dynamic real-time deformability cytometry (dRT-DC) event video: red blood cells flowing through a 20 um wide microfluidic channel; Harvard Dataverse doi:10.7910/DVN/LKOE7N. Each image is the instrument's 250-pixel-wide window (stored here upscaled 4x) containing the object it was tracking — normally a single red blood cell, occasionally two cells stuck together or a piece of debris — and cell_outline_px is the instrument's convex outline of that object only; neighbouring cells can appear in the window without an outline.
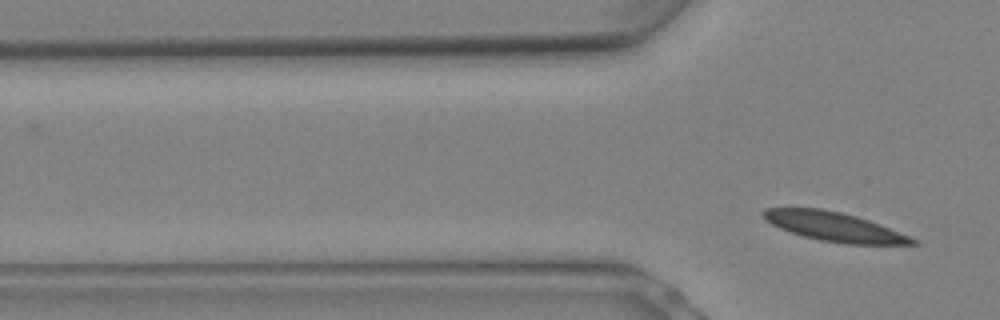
{"species": "Egyptian fruit bat (a non-hibernating species)", "species_latin": "Rousettus aegyptiacus", "temperature_condition": "warm", "stored_images_in_passage": 3, "camera_frame_rate_fps": 3000, "um_per_image_px": 0.085, "animal": {"sex": "female"}, "frame": {"image": 1, "passage_image": 3, "time_ms": 0.667, "image_size_px": [1000, 320], "cell_outline_px": [[920, 244], [844, 244], [820, 240], [804, 236], [780, 228], [764, 220], [760, 212], [764, 208], [820, 208], [840, 212], [856, 216], [868, 220], [908, 236], [916, 240]], "centroid_in_image_um": [70.84, 19.26], "position_along_channel_um": 55.0, "area_um2": 24.97}}